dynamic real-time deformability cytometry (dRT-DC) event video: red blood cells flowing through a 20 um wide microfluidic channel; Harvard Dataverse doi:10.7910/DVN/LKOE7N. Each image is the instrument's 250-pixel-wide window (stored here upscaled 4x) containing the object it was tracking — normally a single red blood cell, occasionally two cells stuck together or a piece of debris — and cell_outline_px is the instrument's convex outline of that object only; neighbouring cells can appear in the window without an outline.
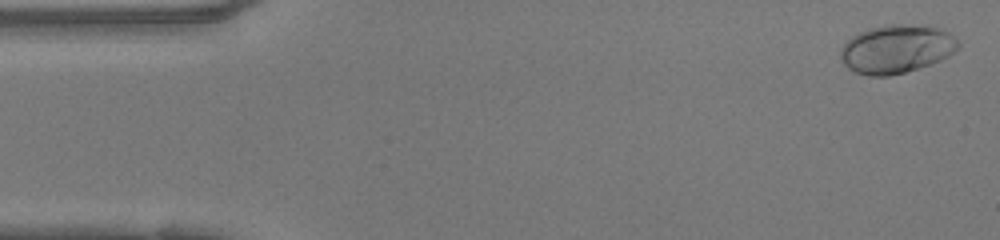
{"species": "human", "species_latin": "Homo sapiens", "temperature_condition": "warm", "stored_images_in_passage": 48, "camera_frame_rate_fps": 3000, "um_per_image_px": 0.085, "donor": {"sex": "female"}, "frame": {"image": 1, "passage_image": 1, "time_ms": 0.0, "image_size_px": [1000, 240], "cell_outline_px": [[960, 44], [948, 56], [940, 60], [904, 72], [888, 76], [868, 76], [856, 72], [848, 68], [844, 64], [840, 56], [840, 48], [852, 36], [868, 28], [888, 24], [928, 24], [940, 28], [948, 32]], "centroid_in_image_um": [76.18, 4.14], "position_along_channel_um": 8.8, "area_um2": 33.18}}
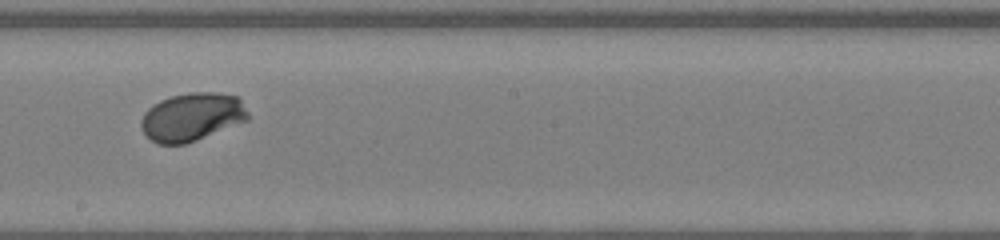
{"frame": {"image": 2, "passage_image": 26, "time_ms": 8.333, "image_size_px": [1000, 240], "cell_outline_px": [[248, 120], [196, 140], [184, 144], [156, 144], [144, 132], [140, 124], [140, 120], [144, 112], [152, 104], [160, 100], [172, 96], [188, 92], [216, 92], [240, 96], [248, 112]], "centroid_in_image_um": [16.32, 9.92], "position_along_channel_um": 231.9, "area_um2": 30.17}}
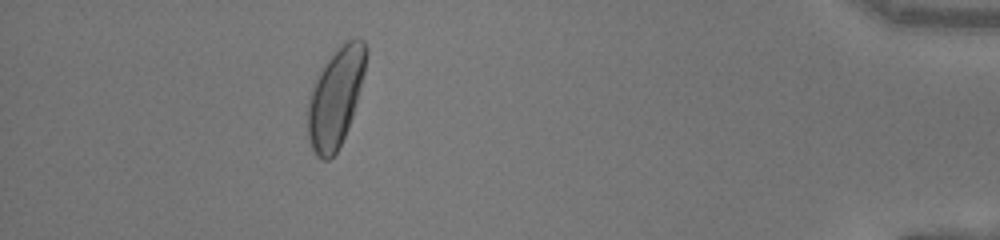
{"frame": {"image": 3, "passage_image": 43, "time_ms": 14.0, "image_size_px": [1000, 240], "cell_outline_px": [[368, 52], [364, 72], [352, 116], [348, 128], [336, 152], [328, 160], [320, 160], [316, 156], [308, 140], [308, 100], [312, 88], [324, 64], [332, 52], [344, 40], [356, 36], [364, 40], [368, 48]], "centroid_in_image_um": [28.53, 8.22], "position_along_channel_um": 406.7, "area_um2": 33.58}, "authors_computed_cell_mechanics": {"area_um2": 30.1427, "velocity_mm_per_s": 4.1561, "shape_relaxation_time_tau1_ms": 2.6662, "shape_relaxation_time_tau2_ms": null, "deformation_change_tau1": 0.1763, "deformation_change_tau2": null}}